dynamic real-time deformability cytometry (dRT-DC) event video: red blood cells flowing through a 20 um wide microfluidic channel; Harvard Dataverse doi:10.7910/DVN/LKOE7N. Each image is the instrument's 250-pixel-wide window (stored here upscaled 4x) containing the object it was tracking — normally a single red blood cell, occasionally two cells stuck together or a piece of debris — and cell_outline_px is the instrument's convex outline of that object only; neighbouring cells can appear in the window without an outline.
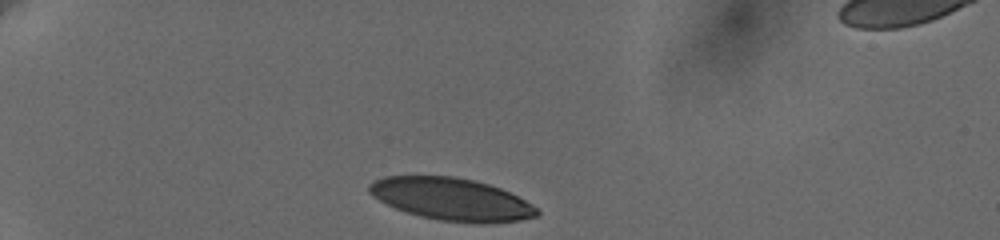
{"species": "human", "species_latin": "Homo sapiens", "temperature_condition": "cold", "stored_images_in_passage": 35, "camera_frame_rate_fps": 3000, "um_per_image_px": 0.085, "donor": {"sex": "female"}, "frame": {"image": 1, "passage_image": 1, "time_ms": 0.0, "image_size_px": [1000, 240], "cell_outline_px": [[540, 212], [536, 216], [520, 220], [484, 224], [476, 224], [436, 220], [420, 216], [396, 208], [372, 196], [368, 192], [368, 184], [372, 180], [384, 176], [456, 176], [488, 184], [500, 188], [532, 204]], "centroid_in_image_um": [38.35, 16.93], "position_along_channel_um": 46.7, "area_um2": 41.5}}
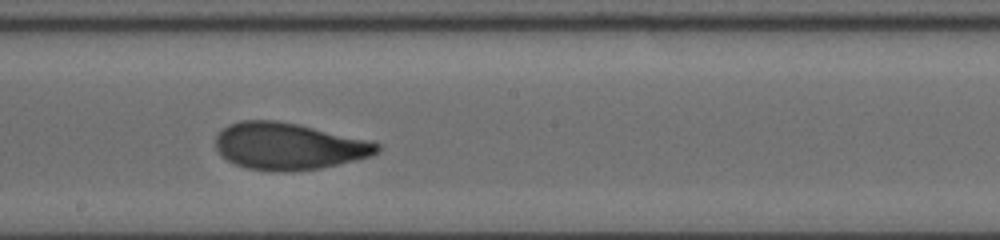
{"frame": {"image": 2, "passage_image": 20, "time_ms": 6.333, "image_size_px": [1000, 240], "cell_outline_px": [[380, 152], [356, 160], [320, 168], [288, 172], [272, 172], [248, 168], [236, 164], [220, 156], [216, 148], [216, 136], [228, 124], [240, 120], [276, 120], [300, 124], [380, 144]], "centroid_in_image_um": [24.48, 12.43], "position_along_channel_um": 223.7, "area_um2": 43.99}}
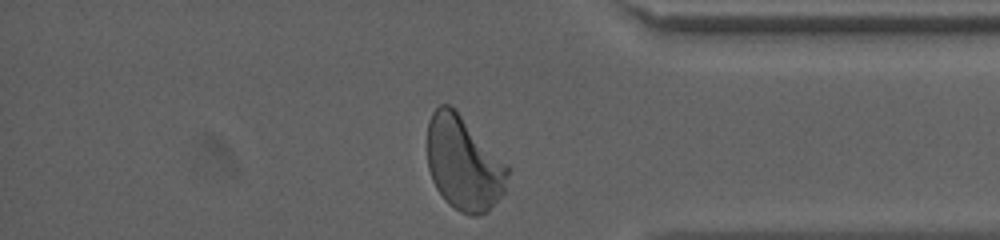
{"frame": {"image": 3, "passage_image": 35, "time_ms": 11.333, "image_size_px": [1000, 240], "cell_outline_px": [[508, 176], [504, 192], [488, 212], [480, 216], [468, 216], [460, 212], [448, 204], [444, 200], [436, 188], [432, 180], [428, 168], [428, 120], [432, 112], [440, 104], [448, 104], [508, 164]], "centroid_in_image_um": [39.41, 13.95], "position_along_channel_um": 395.8, "area_um2": 43.87}, "authors_computed_cell_mechanics": {"area_um2": 43.8124, "velocity_mm_per_s": 3.6128, "shape_relaxation_time_tau1_ms": 4.164, "shape_relaxation_time_tau2_ms": 0.9875, "deformation_change_tau1": 0.1728, "deformation_change_tau2": 0.0753}}